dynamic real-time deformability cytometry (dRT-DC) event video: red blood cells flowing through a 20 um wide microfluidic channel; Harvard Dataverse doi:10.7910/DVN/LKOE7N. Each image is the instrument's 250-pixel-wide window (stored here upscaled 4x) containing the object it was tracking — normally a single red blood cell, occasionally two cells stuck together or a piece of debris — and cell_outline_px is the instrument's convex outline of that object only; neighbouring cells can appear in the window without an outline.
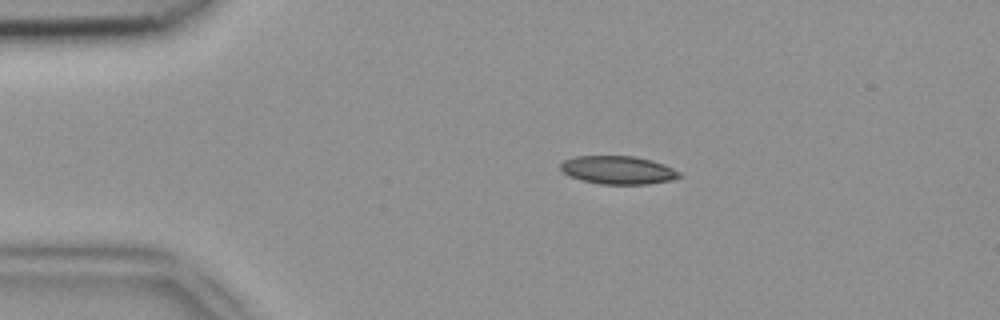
{"species": "common noctule bat (a hibernating species)", "species_latin": "Nyctalus noctula", "temperature_condition": "room temperature", "stored_images_in_passage": 42, "camera_frame_rate_fps": 3000, "um_per_image_px": 0.085, "animal": {"sex": "female", "body_mass_g": 18.4}, "frame": {"image": 1, "passage_image": 3, "time_ms": 0.667, "image_size_px": [1000, 320], "cell_outline_px": [[684, 176], [672, 180], [648, 184], [600, 184], [580, 180], [568, 176], [560, 168], [560, 164], [564, 160], [576, 156], [636, 156], [652, 160], [664, 164], [680, 172]], "centroid_in_image_um": [52.55, 14.46], "position_along_channel_um": 32.5, "area_um2": 19.71}}
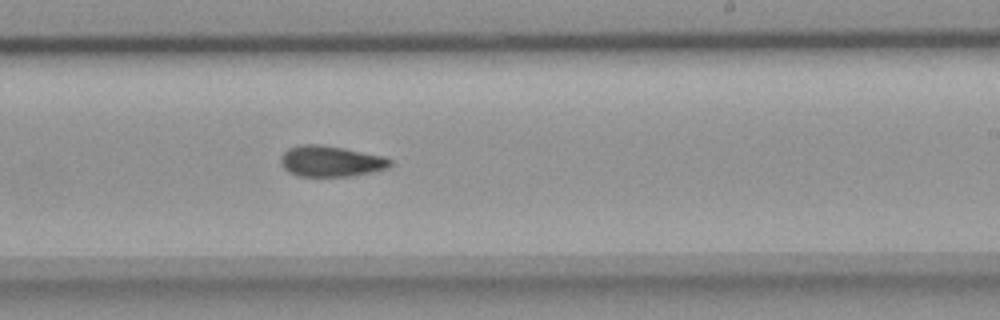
{"frame": {"image": 2, "passage_image": 23, "time_ms": 7.333, "image_size_px": [1000, 320], "cell_outline_px": [[392, 164], [388, 168], [372, 172], [352, 176], [300, 176], [288, 172], [280, 164], [280, 156], [288, 148], [300, 144], [320, 144], [344, 148], [384, 156], [392, 160]], "centroid_in_image_um": [28.11, 13.7], "position_along_channel_um": 260.9, "area_um2": 19.88}}
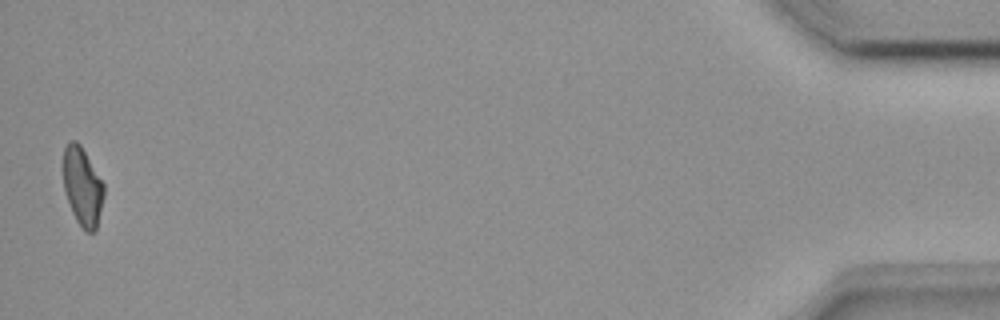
{"frame": {"image": 3, "passage_image": 42, "time_ms": 13.667, "image_size_px": [1000, 320], "cell_outline_px": [[104, 196], [96, 228], [92, 232], [84, 232], [76, 220], [72, 212], [64, 192], [64, 148], [68, 140], [76, 140], [80, 144], [104, 184]], "centroid_in_image_um": [7.0, 15.86], "position_along_channel_um": 428.2, "area_um2": 18.5}}